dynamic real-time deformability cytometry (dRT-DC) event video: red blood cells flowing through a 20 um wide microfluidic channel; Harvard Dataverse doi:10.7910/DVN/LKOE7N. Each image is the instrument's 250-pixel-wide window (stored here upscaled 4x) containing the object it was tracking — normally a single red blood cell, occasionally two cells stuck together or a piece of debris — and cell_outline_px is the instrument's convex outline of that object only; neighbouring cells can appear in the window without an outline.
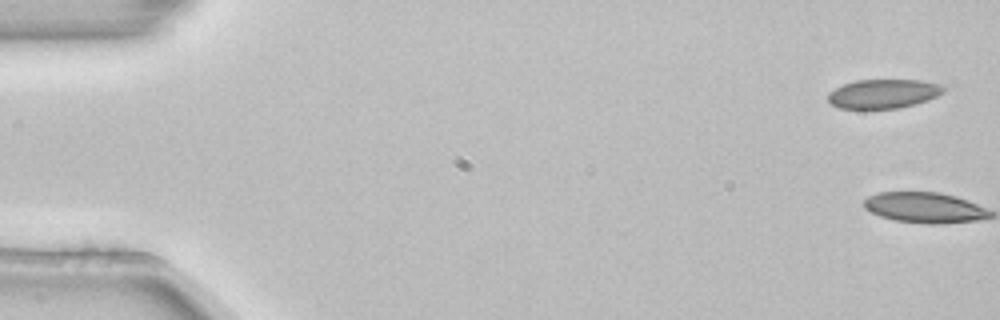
{"species": "common noctule bat (a hibernating species)", "species_latin": "Nyctalus noctula", "temperature_condition": "room temperature", "stored_images_in_passage": 4, "camera_frame_rate_fps": 3000, "um_per_image_px": 0.085, "animal": {"sex": "female", "body_mass_g": 22.7, "forearm_length_mm": 54.2}, "frame": {"image": 1, "passage_image": 1, "time_ms": 0.0, "image_size_px": [1000, 320], "cell_outline_px": [[948, 88], [944, 92], [936, 96], [916, 104], [900, 108], [840, 108], [832, 104], [828, 100], [828, 92], [844, 84], [856, 80], [920, 80], [940, 84]], "centroid_in_image_um": [75.12, 7.96], "position_along_channel_um": 9.9, "area_um2": 19.54}}